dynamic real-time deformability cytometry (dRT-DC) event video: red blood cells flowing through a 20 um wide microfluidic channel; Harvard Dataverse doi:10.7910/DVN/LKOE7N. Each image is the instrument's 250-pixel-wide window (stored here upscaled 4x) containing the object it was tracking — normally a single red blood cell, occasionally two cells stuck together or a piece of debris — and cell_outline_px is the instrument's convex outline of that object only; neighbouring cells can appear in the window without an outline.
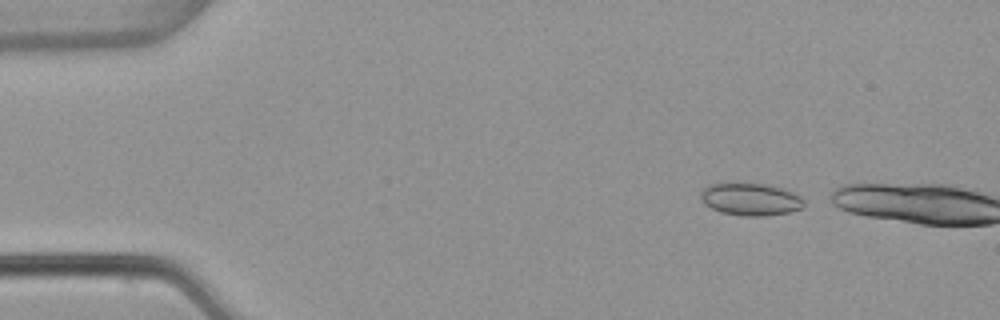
{"species": "common noctule bat (a hibernating species)", "species_latin": "Nyctalus noctula", "temperature_condition": "warm", "stored_images_in_passage": 5, "camera_frame_rate_fps": 3000, "um_per_image_px": 0.085, "animal": {"sex": "female", "body_mass_g": 22.7, "forearm_length_mm": 54.2}, "frame": {"image": 1, "passage_image": 2, "time_ms": 0.333, "image_size_px": [1000, 320], "cell_outline_px": [[804, 208], [788, 212], [764, 216], [744, 216], [720, 212], [704, 204], [700, 196], [700, 192], [708, 184], [764, 184], [780, 188], [792, 192], [800, 196], [804, 200]], "centroid_in_image_um": [63.79, 16.95], "position_along_channel_um": 21.2, "area_um2": 19.31}}